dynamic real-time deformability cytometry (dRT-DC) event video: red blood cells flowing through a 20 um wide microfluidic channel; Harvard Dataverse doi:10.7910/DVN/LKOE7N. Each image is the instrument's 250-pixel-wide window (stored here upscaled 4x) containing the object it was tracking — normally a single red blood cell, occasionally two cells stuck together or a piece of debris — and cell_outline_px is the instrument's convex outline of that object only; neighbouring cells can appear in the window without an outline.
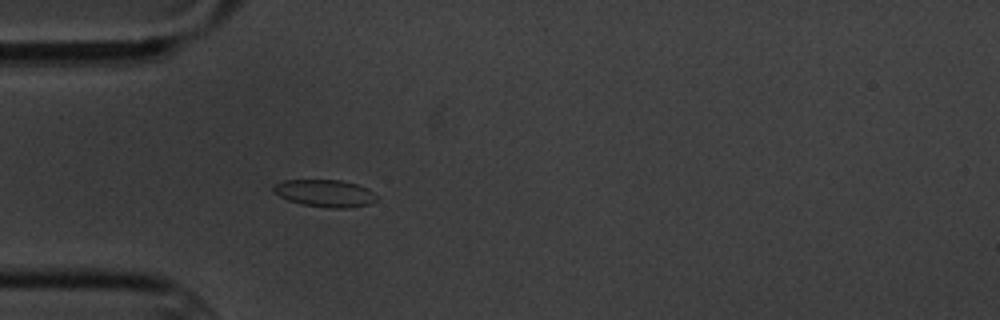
{"species": "common noctule bat (a hibernating species)", "species_latin": "Nyctalus noctula", "temperature_condition": "cold", "stored_images_in_passage": 6, "camera_frame_rate_fps": 3000, "um_per_image_px": 0.085, "animal": {"sex": "male", "body_mass_g": 20.1, "forearm_length_mm": 53.5}, "frame": {"image": 1, "passage_image": 6, "time_ms": 6.0, "image_size_px": [1000, 320], "cell_outline_px": [[376, 200], [368, 204], [352, 208], [328, 208], [300, 204], [288, 200], [272, 192], [272, 188], [276, 184], [284, 180], [340, 180], [356, 184], [368, 188], [376, 196]], "centroid_in_image_um": [27.6, 16.43], "position_along_channel_um": 57.4, "area_um2": 16.42}}